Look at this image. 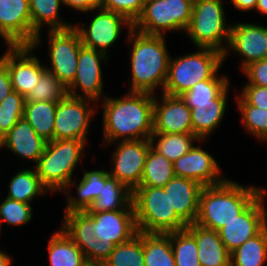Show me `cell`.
<instances>
[{
    "label": "cell",
    "instance_id": "1",
    "mask_svg": "<svg viewBox=\"0 0 267 266\" xmlns=\"http://www.w3.org/2000/svg\"><path fill=\"white\" fill-rule=\"evenodd\" d=\"M126 92L119 97L107 95L98 102V113L102 110V146L149 139L153 133L154 94Z\"/></svg>",
    "mask_w": 267,
    "mask_h": 266
},
{
    "label": "cell",
    "instance_id": "2",
    "mask_svg": "<svg viewBox=\"0 0 267 266\" xmlns=\"http://www.w3.org/2000/svg\"><path fill=\"white\" fill-rule=\"evenodd\" d=\"M124 37L131 69L128 73V92L162 93L171 57L167 36L147 35L131 29Z\"/></svg>",
    "mask_w": 267,
    "mask_h": 266
},
{
    "label": "cell",
    "instance_id": "3",
    "mask_svg": "<svg viewBox=\"0 0 267 266\" xmlns=\"http://www.w3.org/2000/svg\"><path fill=\"white\" fill-rule=\"evenodd\" d=\"M255 185H245L227 178L221 184L203 187L194 223L218 232L266 189Z\"/></svg>",
    "mask_w": 267,
    "mask_h": 266
},
{
    "label": "cell",
    "instance_id": "4",
    "mask_svg": "<svg viewBox=\"0 0 267 266\" xmlns=\"http://www.w3.org/2000/svg\"><path fill=\"white\" fill-rule=\"evenodd\" d=\"M87 146L90 147L88 142L77 139L47 142L34 168L51 195L61 193L75 178V171H78L76 168L83 166L84 159L87 158L85 153Z\"/></svg>",
    "mask_w": 267,
    "mask_h": 266
},
{
    "label": "cell",
    "instance_id": "5",
    "mask_svg": "<svg viewBox=\"0 0 267 266\" xmlns=\"http://www.w3.org/2000/svg\"><path fill=\"white\" fill-rule=\"evenodd\" d=\"M198 49V50H197ZM224 65V55L212 48H196L192 53L170 57L162 93L180 96L196 83L214 78Z\"/></svg>",
    "mask_w": 267,
    "mask_h": 266
},
{
    "label": "cell",
    "instance_id": "6",
    "mask_svg": "<svg viewBox=\"0 0 267 266\" xmlns=\"http://www.w3.org/2000/svg\"><path fill=\"white\" fill-rule=\"evenodd\" d=\"M223 0H194L191 20L185 36L195 47L212 48L224 53L227 49L231 24Z\"/></svg>",
    "mask_w": 267,
    "mask_h": 266
},
{
    "label": "cell",
    "instance_id": "7",
    "mask_svg": "<svg viewBox=\"0 0 267 266\" xmlns=\"http://www.w3.org/2000/svg\"><path fill=\"white\" fill-rule=\"evenodd\" d=\"M132 203L138 232L170 233L188 226L171 207L163 187H137Z\"/></svg>",
    "mask_w": 267,
    "mask_h": 266
},
{
    "label": "cell",
    "instance_id": "8",
    "mask_svg": "<svg viewBox=\"0 0 267 266\" xmlns=\"http://www.w3.org/2000/svg\"><path fill=\"white\" fill-rule=\"evenodd\" d=\"M194 0H145L133 29L147 35L167 36L189 26Z\"/></svg>",
    "mask_w": 267,
    "mask_h": 266
},
{
    "label": "cell",
    "instance_id": "9",
    "mask_svg": "<svg viewBox=\"0 0 267 266\" xmlns=\"http://www.w3.org/2000/svg\"><path fill=\"white\" fill-rule=\"evenodd\" d=\"M83 15L86 17L90 15L88 23L84 21L81 23L80 21V23L75 22L73 24V28L80 36L82 45L103 52L107 56L111 55L109 53L112 51L110 48L114 47L121 39L123 30L129 34L133 29V23L125 16L113 11L102 8L92 9Z\"/></svg>",
    "mask_w": 267,
    "mask_h": 266
},
{
    "label": "cell",
    "instance_id": "10",
    "mask_svg": "<svg viewBox=\"0 0 267 266\" xmlns=\"http://www.w3.org/2000/svg\"><path fill=\"white\" fill-rule=\"evenodd\" d=\"M95 115H98L97 102L67 95L57 102L53 140L77 139L90 142V125Z\"/></svg>",
    "mask_w": 267,
    "mask_h": 266
},
{
    "label": "cell",
    "instance_id": "11",
    "mask_svg": "<svg viewBox=\"0 0 267 266\" xmlns=\"http://www.w3.org/2000/svg\"><path fill=\"white\" fill-rule=\"evenodd\" d=\"M47 60L45 68L54 74L66 87L76 76L81 43L78 32L72 27L65 30H48Z\"/></svg>",
    "mask_w": 267,
    "mask_h": 266
},
{
    "label": "cell",
    "instance_id": "12",
    "mask_svg": "<svg viewBox=\"0 0 267 266\" xmlns=\"http://www.w3.org/2000/svg\"><path fill=\"white\" fill-rule=\"evenodd\" d=\"M110 159V176L125 184L131 191L140 186L146 156L151 147L149 139L116 141L104 144L113 146Z\"/></svg>",
    "mask_w": 267,
    "mask_h": 266
},
{
    "label": "cell",
    "instance_id": "13",
    "mask_svg": "<svg viewBox=\"0 0 267 266\" xmlns=\"http://www.w3.org/2000/svg\"><path fill=\"white\" fill-rule=\"evenodd\" d=\"M109 56L92 48L82 46L79 51L76 76L67 87L68 95L102 101L108 94L105 88L102 65L107 64Z\"/></svg>",
    "mask_w": 267,
    "mask_h": 266
},
{
    "label": "cell",
    "instance_id": "14",
    "mask_svg": "<svg viewBox=\"0 0 267 266\" xmlns=\"http://www.w3.org/2000/svg\"><path fill=\"white\" fill-rule=\"evenodd\" d=\"M231 53L240 58V71L252 62L267 59V26L258 21L251 23L250 20L231 22L229 43L223 53L224 65Z\"/></svg>",
    "mask_w": 267,
    "mask_h": 266
},
{
    "label": "cell",
    "instance_id": "15",
    "mask_svg": "<svg viewBox=\"0 0 267 266\" xmlns=\"http://www.w3.org/2000/svg\"><path fill=\"white\" fill-rule=\"evenodd\" d=\"M266 200L267 189L241 214L218 231L221 241L230 253L257 235L267 225Z\"/></svg>",
    "mask_w": 267,
    "mask_h": 266
},
{
    "label": "cell",
    "instance_id": "16",
    "mask_svg": "<svg viewBox=\"0 0 267 266\" xmlns=\"http://www.w3.org/2000/svg\"><path fill=\"white\" fill-rule=\"evenodd\" d=\"M5 50L0 57L6 62L13 90L26 97L46 71L45 62L32 46H6Z\"/></svg>",
    "mask_w": 267,
    "mask_h": 266
},
{
    "label": "cell",
    "instance_id": "17",
    "mask_svg": "<svg viewBox=\"0 0 267 266\" xmlns=\"http://www.w3.org/2000/svg\"><path fill=\"white\" fill-rule=\"evenodd\" d=\"M208 140L199 139L183 156L173 162L174 174L188 178L202 186H214L223 183L227 178L219 161L201 145Z\"/></svg>",
    "mask_w": 267,
    "mask_h": 266
},
{
    "label": "cell",
    "instance_id": "18",
    "mask_svg": "<svg viewBox=\"0 0 267 266\" xmlns=\"http://www.w3.org/2000/svg\"><path fill=\"white\" fill-rule=\"evenodd\" d=\"M37 33L32 29L29 0H0V39L5 46H31Z\"/></svg>",
    "mask_w": 267,
    "mask_h": 266
},
{
    "label": "cell",
    "instance_id": "19",
    "mask_svg": "<svg viewBox=\"0 0 267 266\" xmlns=\"http://www.w3.org/2000/svg\"><path fill=\"white\" fill-rule=\"evenodd\" d=\"M153 133H192L191 109L180 96L154 94Z\"/></svg>",
    "mask_w": 267,
    "mask_h": 266
},
{
    "label": "cell",
    "instance_id": "20",
    "mask_svg": "<svg viewBox=\"0 0 267 266\" xmlns=\"http://www.w3.org/2000/svg\"><path fill=\"white\" fill-rule=\"evenodd\" d=\"M93 218L96 239L117 246L131 240L138 230L134 210L88 213Z\"/></svg>",
    "mask_w": 267,
    "mask_h": 266
},
{
    "label": "cell",
    "instance_id": "21",
    "mask_svg": "<svg viewBox=\"0 0 267 266\" xmlns=\"http://www.w3.org/2000/svg\"><path fill=\"white\" fill-rule=\"evenodd\" d=\"M82 177L74 178L61 192L65 197L63 214L75 211H87L93 201L98 197L110 174L106 168L87 170L82 166ZM74 186V187H73ZM76 191L73 195L72 189Z\"/></svg>",
    "mask_w": 267,
    "mask_h": 266
},
{
    "label": "cell",
    "instance_id": "22",
    "mask_svg": "<svg viewBox=\"0 0 267 266\" xmlns=\"http://www.w3.org/2000/svg\"><path fill=\"white\" fill-rule=\"evenodd\" d=\"M47 141L41 138L23 117L0 139V151L6 149L16 158L30 162L33 167L43 154Z\"/></svg>",
    "mask_w": 267,
    "mask_h": 266
},
{
    "label": "cell",
    "instance_id": "23",
    "mask_svg": "<svg viewBox=\"0 0 267 266\" xmlns=\"http://www.w3.org/2000/svg\"><path fill=\"white\" fill-rule=\"evenodd\" d=\"M231 85L230 82L212 100V103L186 104L191 109L192 134L198 139L209 140L208 137H212L222 124L228 112V97L231 95L229 92L233 89Z\"/></svg>",
    "mask_w": 267,
    "mask_h": 266
},
{
    "label": "cell",
    "instance_id": "24",
    "mask_svg": "<svg viewBox=\"0 0 267 266\" xmlns=\"http://www.w3.org/2000/svg\"><path fill=\"white\" fill-rule=\"evenodd\" d=\"M204 186L198 182L174 176L165 186L171 207L187 224H193L198 215L199 198Z\"/></svg>",
    "mask_w": 267,
    "mask_h": 266
},
{
    "label": "cell",
    "instance_id": "25",
    "mask_svg": "<svg viewBox=\"0 0 267 266\" xmlns=\"http://www.w3.org/2000/svg\"><path fill=\"white\" fill-rule=\"evenodd\" d=\"M29 5L32 29L37 33L31 46L36 51L45 42L42 34L45 33L44 29L65 30L73 27L74 22H67L60 14L61 8L64 9L62 0H29Z\"/></svg>",
    "mask_w": 267,
    "mask_h": 266
},
{
    "label": "cell",
    "instance_id": "26",
    "mask_svg": "<svg viewBox=\"0 0 267 266\" xmlns=\"http://www.w3.org/2000/svg\"><path fill=\"white\" fill-rule=\"evenodd\" d=\"M186 229L197 242L201 266H230L231 253L221 241L219 232L196 223L188 225Z\"/></svg>",
    "mask_w": 267,
    "mask_h": 266
},
{
    "label": "cell",
    "instance_id": "27",
    "mask_svg": "<svg viewBox=\"0 0 267 266\" xmlns=\"http://www.w3.org/2000/svg\"><path fill=\"white\" fill-rule=\"evenodd\" d=\"M61 228L83 252L86 261L93 262V248L96 240L93 218L86 211L65 213Z\"/></svg>",
    "mask_w": 267,
    "mask_h": 266
},
{
    "label": "cell",
    "instance_id": "28",
    "mask_svg": "<svg viewBox=\"0 0 267 266\" xmlns=\"http://www.w3.org/2000/svg\"><path fill=\"white\" fill-rule=\"evenodd\" d=\"M8 181L7 198L21 201L27 204H32L37 198L47 196L50 191L42 184L40 178L37 176L36 170L29 164L21 169H17L15 174H12Z\"/></svg>",
    "mask_w": 267,
    "mask_h": 266
},
{
    "label": "cell",
    "instance_id": "29",
    "mask_svg": "<svg viewBox=\"0 0 267 266\" xmlns=\"http://www.w3.org/2000/svg\"><path fill=\"white\" fill-rule=\"evenodd\" d=\"M47 241L49 266H83L87 262L83 252L60 226Z\"/></svg>",
    "mask_w": 267,
    "mask_h": 266
},
{
    "label": "cell",
    "instance_id": "30",
    "mask_svg": "<svg viewBox=\"0 0 267 266\" xmlns=\"http://www.w3.org/2000/svg\"><path fill=\"white\" fill-rule=\"evenodd\" d=\"M133 191L116 178L110 176L98 197L86 211L87 213H97L113 210H134L132 203Z\"/></svg>",
    "mask_w": 267,
    "mask_h": 266
},
{
    "label": "cell",
    "instance_id": "31",
    "mask_svg": "<svg viewBox=\"0 0 267 266\" xmlns=\"http://www.w3.org/2000/svg\"><path fill=\"white\" fill-rule=\"evenodd\" d=\"M145 266H176L170 233L143 232Z\"/></svg>",
    "mask_w": 267,
    "mask_h": 266
},
{
    "label": "cell",
    "instance_id": "32",
    "mask_svg": "<svg viewBox=\"0 0 267 266\" xmlns=\"http://www.w3.org/2000/svg\"><path fill=\"white\" fill-rule=\"evenodd\" d=\"M267 264V225L230 255V266H265Z\"/></svg>",
    "mask_w": 267,
    "mask_h": 266
},
{
    "label": "cell",
    "instance_id": "33",
    "mask_svg": "<svg viewBox=\"0 0 267 266\" xmlns=\"http://www.w3.org/2000/svg\"><path fill=\"white\" fill-rule=\"evenodd\" d=\"M57 102H25L23 117L45 141L53 140Z\"/></svg>",
    "mask_w": 267,
    "mask_h": 266
},
{
    "label": "cell",
    "instance_id": "34",
    "mask_svg": "<svg viewBox=\"0 0 267 266\" xmlns=\"http://www.w3.org/2000/svg\"><path fill=\"white\" fill-rule=\"evenodd\" d=\"M151 147L172 163L185 155L199 140L194 134L152 133Z\"/></svg>",
    "mask_w": 267,
    "mask_h": 266
},
{
    "label": "cell",
    "instance_id": "35",
    "mask_svg": "<svg viewBox=\"0 0 267 266\" xmlns=\"http://www.w3.org/2000/svg\"><path fill=\"white\" fill-rule=\"evenodd\" d=\"M174 176L173 163L150 147L139 187H163Z\"/></svg>",
    "mask_w": 267,
    "mask_h": 266
},
{
    "label": "cell",
    "instance_id": "36",
    "mask_svg": "<svg viewBox=\"0 0 267 266\" xmlns=\"http://www.w3.org/2000/svg\"><path fill=\"white\" fill-rule=\"evenodd\" d=\"M103 264L104 266H145L143 232H138L128 242L115 246Z\"/></svg>",
    "mask_w": 267,
    "mask_h": 266
},
{
    "label": "cell",
    "instance_id": "37",
    "mask_svg": "<svg viewBox=\"0 0 267 266\" xmlns=\"http://www.w3.org/2000/svg\"><path fill=\"white\" fill-rule=\"evenodd\" d=\"M170 242L176 266H201L197 242L186 228L170 232Z\"/></svg>",
    "mask_w": 267,
    "mask_h": 266
},
{
    "label": "cell",
    "instance_id": "38",
    "mask_svg": "<svg viewBox=\"0 0 267 266\" xmlns=\"http://www.w3.org/2000/svg\"><path fill=\"white\" fill-rule=\"evenodd\" d=\"M230 78L221 71L214 78L196 83L180 97L185 104L212 103V100L230 83Z\"/></svg>",
    "mask_w": 267,
    "mask_h": 266
},
{
    "label": "cell",
    "instance_id": "39",
    "mask_svg": "<svg viewBox=\"0 0 267 266\" xmlns=\"http://www.w3.org/2000/svg\"><path fill=\"white\" fill-rule=\"evenodd\" d=\"M68 95L67 87L52 73L45 71L37 85L25 97V102H58Z\"/></svg>",
    "mask_w": 267,
    "mask_h": 266
},
{
    "label": "cell",
    "instance_id": "40",
    "mask_svg": "<svg viewBox=\"0 0 267 266\" xmlns=\"http://www.w3.org/2000/svg\"><path fill=\"white\" fill-rule=\"evenodd\" d=\"M245 134L267 145V110L252 105H235Z\"/></svg>",
    "mask_w": 267,
    "mask_h": 266
},
{
    "label": "cell",
    "instance_id": "41",
    "mask_svg": "<svg viewBox=\"0 0 267 266\" xmlns=\"http://www.w3.org/2000/svg\"><path fill=\"white\" fill-rule=\"evenodd\" d=\"M2 199V200H1ZM0 199V225L21 227L29 224L33 218V204L12 200L7 197Z\"/></svg>",
    "mask_w": 267,
    "mask_h": 266
},
{
    "label": "cell",
    "instance_id": "42",
    "mask_svg": "<svg viewBox=\"0 0 267 266\" xmlns=\"http://www.w3.org/2000/svg\"><path fill=\"white\" fill-rule=\"evenodd\" d=\"M25 97L13 91L0 102V139L23 118Z\"/></svg>",
    "mask_w": 267,
    "mask_h": 266
},
{
    "label": "cell",
    "instance_id": "43",
    "mask_svg": "<svg viewBox=\"0 0 267 266\" xmlns=\"http://www.w3.org/2000/svg\"><path fill=\"white\" fill-rule=\"evenodd\" d=\"M242 87L240 90L233 87L235 91L237 90L234 91L235 96H233L236 105H252L267 110V87L257 85H243Z\"/></svg>",
    "mask_w": 267,
    "mask_h": 266
},
{
    "label": "cell",
    "instance_id": "44",
    "mask_svg": "<svg viewBox=\"0 0 267 266\" xmlns=\"http://www.w3.org/2000/svg\"><path fill=\"white\" fill-rule=\"evenodd\" d=\"M145 0H104L102 9L125 16L134 23L140 16Z\"/></svg>",
    "mask_w": 267,
    "mask_h": 266
},
{
    "label": "cell",
    "instance_id": "45",
    "mask_svg": "<svg viewBox=\"0 0 267 266\" xmlns=\"http://www.w3.org/2000/svg\"><path fill=\"white\" fill-rule=\"evenodd\" d=\"M246 82L243 85L267 87V59L250 63L242 70Z\"/></svg>",
    "mask_w": 267,
    "mask_h": 266
},
{
    "label": "cell",
    "instance_id": "46",
    "mask_svg": "<svg viewBox=\"0 0 267 266\" xmlns=\"http://www.w3.org/2000/svg\"><path fill=\"white\" fill-rule=\"evenodd\" d=\"M65 8L76 13H86L92 9H101L104 0H62Z\"/></svg>",
    "mask_w": 267,
    "mask_h": 266
},
{
    "label": "cell",
    "instance_id": "47",
    "mask_svg": "<svg viewBox=\"0 0 267 266\" xmlns=\"http://www.w3.org/2000/svg\"><path fill=\"white\" fill-rule=\"evenodd\" d=\"M13 91L14 90L6 62L0 57V102L3 101L7 95Z\"/></svg>",
    "mask_w": 267,
    "mask_h": 266
},
{
    "label": "cell",
    "instance_id": "48",
    "mask_svg": "<svg viewBox=\"0 0 267 266\" xmlns=\"http://www.w3.org/2000/svg\"><path fill=\"white\" fill-rule=\"evenodd\" d=\"M114 247L113 244H107L103 240L96 239L93 248V262L104 263Z\"/></svg>",
    "mask_w": 267,
    "mask_h": 266
},
{
    "label": "cell",
    "instance_id": "49",
    "mask_svg": "<svg viewBox=\"0 0 267 266\" xmlns=\"http://www.w3.org/2000/svg\"><path fill=\"white\" fill-rule=\"evenodd\" d=\"M228 3L233 5L234 9H237L238 12H251L256 9L257 0H229Z\"/></svg>",
    "mask_w": 267,
    "mask_h": 266
},
{
    "label": "cell",
    "instance_id": "50",
    "mask_svg": "<svg viewBox=\"0 0 267 266\" xmlns=\"http://www.w3.org/2000/svg\"><path fill=\"white\" fill-rule=\"evenodd\" d=\"M6 250L0 247V266H12L14 264V256L6 252Z\"/></svg>",
    "mask_w": 267,
    "mask_h": 266
},
{
    "label": "cell",
    "instance_id": "51",
    "mask_svg": "<svg viewBox=\"0 0 267 266\" xmlns=\"http://www.w3.org/2000/svg\"><path fill=\"white\" fill-rule=\"evenodd\" d=\"M255 12L261 14L260 16H267V0H257Z\"/></svg>",
    "mask_w": 267,
    "mask_h": 266
},
{
    "label": "cell",
    "instance_id": "52",
    "mask_svg": "<svg viewBox=\"0 0 267 266\" xmlns=\"http://www.w3.org/2000/svg\"><path fill=\"white\" fill-rule=\"evenodd\" d=\"M83 266H104L101 262H86Z\"/></svg>",
    "mask_w": 267,
    "mask_h": 266
},
{
    "label": "cell",
    "instance_id": "53",
    "mask_svg": "<svg viewBox=\"0 0 267 266\" xmlns=\"http://www.w3.org/2000/svg\"><path fill=\"white\" fill-rule=\"evenodd\" d=\"M1 196V195H0ZM1 231H3V229H1V225H0V235L2 234Z\"/></svg>",
    "mask_w": 267,
    "mask_h": 266
}]
</instances>
